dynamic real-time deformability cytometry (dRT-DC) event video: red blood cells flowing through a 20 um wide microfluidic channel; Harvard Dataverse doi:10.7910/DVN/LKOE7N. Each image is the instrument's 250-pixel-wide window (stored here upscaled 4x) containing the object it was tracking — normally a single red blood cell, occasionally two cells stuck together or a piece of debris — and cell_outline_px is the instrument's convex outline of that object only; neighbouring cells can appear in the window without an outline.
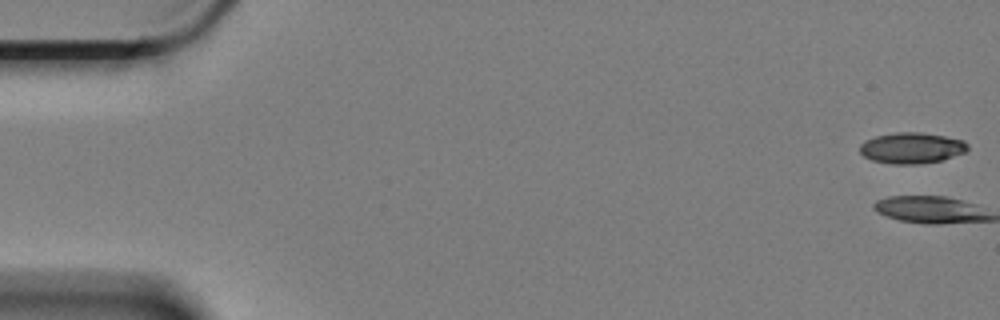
{"species": "Egyptian fruit bat (a non-hibernating species)", "species_latin": "Rousettus aegyptiacus", "temperature_condition": "cold", "stored_images_in_passage": 6, "camera_frame_rate_fps": 3000, "um_per_image_px": 0.085, "animal": {"sex": "female"}, "frame": {"image": 1, "passage_image": 1, "time_ms": 0.0, "image_size_px": [1000, 320], "cell_outline_px": [[968, 148], [964, 152], [940, 160], [920, 164], [892, 164], [872, 160], [864, 156], [860, 152], [860, 144], [864, 140], [876, 136], [896, 132], [920, 132], [944, 136], [964, 140], [968, 144]], "centroid_in_image_um": [77.46, 12.57], "position_along_channel_um": 7.5, "area_um2": 19.36}}